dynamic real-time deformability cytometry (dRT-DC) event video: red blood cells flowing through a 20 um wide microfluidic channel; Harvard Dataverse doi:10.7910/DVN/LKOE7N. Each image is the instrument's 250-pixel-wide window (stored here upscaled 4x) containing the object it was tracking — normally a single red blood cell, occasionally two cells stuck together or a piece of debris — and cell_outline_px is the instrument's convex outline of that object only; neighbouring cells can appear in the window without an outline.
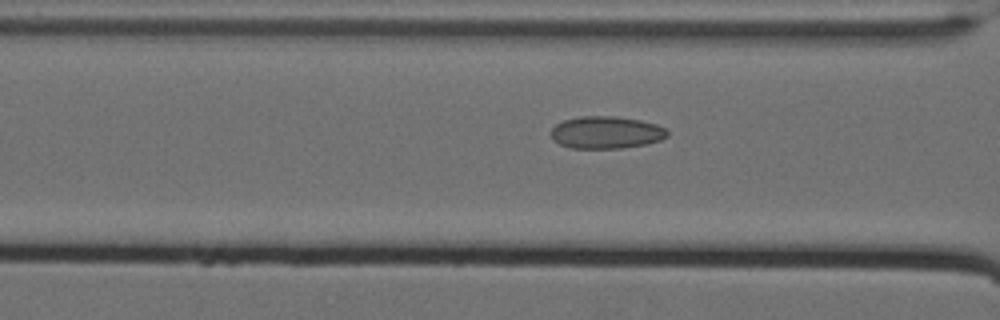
{"species": "Egyptian fruit bat (a non-hibernating species)", "species_latin": "Rousettus aegyptiacus", "temperature_condition": "cold", "stored_images_in_passage": 46, "camera_frame_rate_fps": 3000, "um_per_image_px": 0.085, "animal": {"sex": "female"}, "frame": {"image": 1, "passage_image": 19, "time_ms": 6.0, "image_size_px": [1000, 320], "cell_outline_px": [[668, 136], [660, 140], [648, 144], [624, 148], [572, 148], [560, 144], [552, 140], [552, 128], [556, 124], [564, 120], [580, 116], [616, 116], [640, 120], [656, 124], [664, 128], [668, 132]], "centroid_in_image_um": [51.54, 11.26], "position_along_channel_um": 115.1, "area_um2": 21.96}}
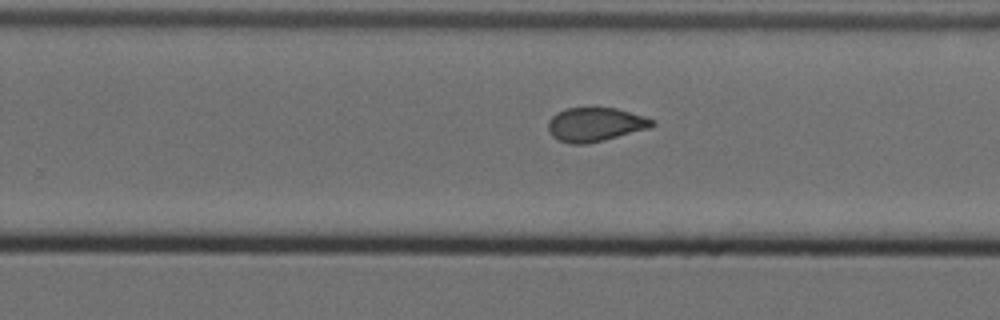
{"frame": {"image": 2, "passage_image": 33, "time_ms": 10.667, "image_size_px": [1000, 320], "cell_outline_px": [[656, 124], [648, 128], [604, 140], [588, 144], [568, 144], [556, 140], [548, 132], [548, 120], [552, 116], [564, 108], [616, 108], [644, 116], [656, 120]], "centroid_in_image_um": [50.56, 10.59], "position_along_channel_um": 279.2, "area_um2": 20.69}}
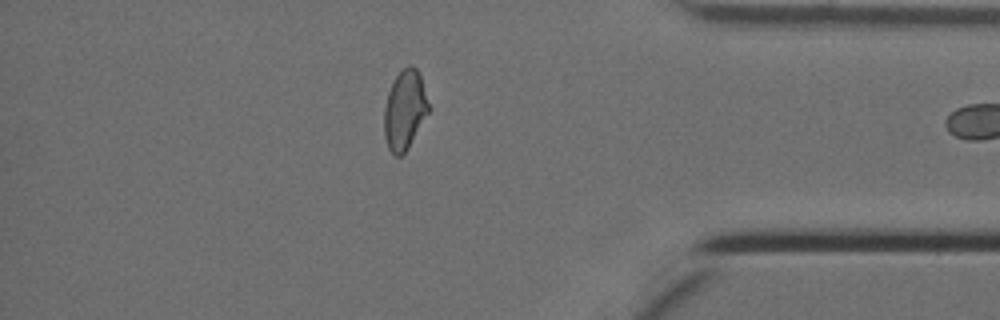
{"frame": {"image": 3, "passage_image": 45, "time_ms": 14.667, "image_size_px": [1000, 320], "cell_outline_px": [[432, 108], [408, 148], [400, 156], [396, 156], [388, 148], [384, 136], [384, 108], [388, 92], [396, 76], [408, 64], [412, 64], [420, 72]], "centroid_in_image_um": [34.44, 9.32], "position_along_channel_um": 400.8, "area_um2": 20.98}}